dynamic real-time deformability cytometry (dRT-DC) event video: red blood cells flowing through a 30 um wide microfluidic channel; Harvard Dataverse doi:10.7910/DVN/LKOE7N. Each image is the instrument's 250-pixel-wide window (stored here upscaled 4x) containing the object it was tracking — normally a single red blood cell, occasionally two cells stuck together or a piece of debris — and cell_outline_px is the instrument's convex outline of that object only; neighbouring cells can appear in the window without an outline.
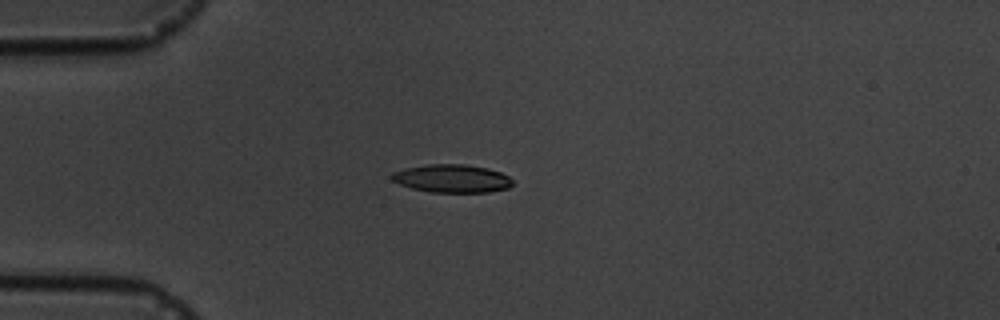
{"species": "common noctule bat (a hibernating species)", "species_latin": "Nyctalus noctula", "temperature_condition": "cold", "stored_images_in_passage": 15, "camera_frame_rate_fps": 3000, "um_per_image_px": 0.085, "animal": {"sex": "male", "body_mass_g": 19.5, "forearm_length_mm": 54.6}, "frame": {"image": 1, "passage_image": 4, "time_ms": 4.333, "image_size_px": [1000, 320], "cell_outline_px": [[512, 184], [508, 188], [488, 192], [432, 192], [412, 188], [400, 184], [392, 180], [388, 176], [392, 172], [404, 168], [428, 164], [464, 164], [488, 168], [500, 172], [508, 176], [512, 180]], "centroid_in_image_um": [38.38, 15.16], "position_along_channel_um": 46.6, "area_um2": 19.83}}
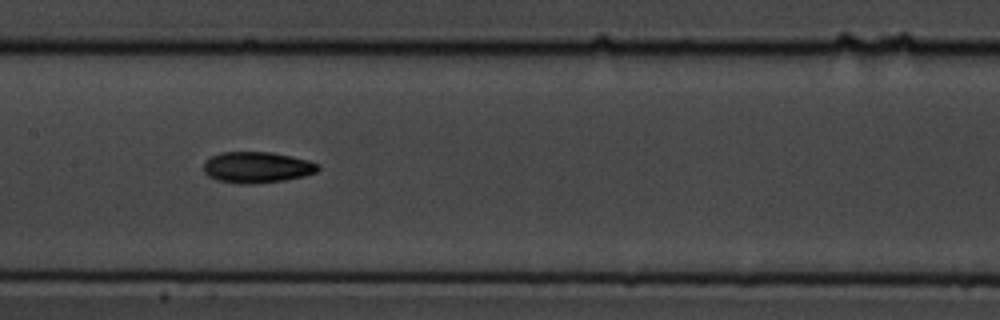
{"frame": {"image": 2, "passage_image": 8, "time_ms": 8.667, "image_size_px": [1000, 320], "cell_outline_px": [[320, 168], [316, 172], [304, 176], [284, 180], [252, 184], [236, 184], [216, 180], [208, 176], [204, 172], [204, 160], [220, 152], [272, 152], [308, 160], [320, 164]], "centroid_in_image_um": [21.82, 14.23], "position_along_channel_um": 185.6, "area_um2": 20.92}}
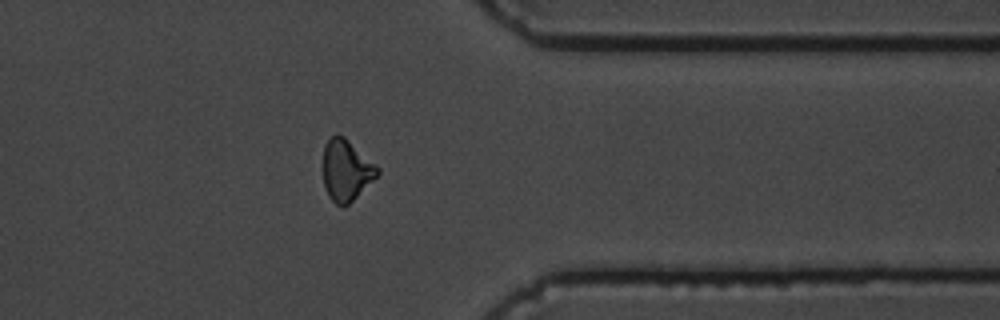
{"frame": {"image": 3, "passage_image": 13, "time_ms": 14.333, "image_size_px": [1000, 320], "cell_outline_px": [[380, 172], [344, 208], [336, 204], [328, 196], [324, 184], [324, 144], [336, 132], [344, 136], [376, 164], [380, 168]], "centroid_in_image_um": [29.42, 14.45], "position_along_channel_um": 382.0, "area_um2": 19.19}, "authors_computed_cell_mechanics": {"area_um2": 19.363, "velocity_mm_per_s": 3.6213, "shape_relaxation_time_tau1_ms": 2.4954, "shape_relaxation_time_tau2_ms": 5.4634, "deformation_change_tau1": 0.0936, "deformation_change_tau2": 0.1069}}